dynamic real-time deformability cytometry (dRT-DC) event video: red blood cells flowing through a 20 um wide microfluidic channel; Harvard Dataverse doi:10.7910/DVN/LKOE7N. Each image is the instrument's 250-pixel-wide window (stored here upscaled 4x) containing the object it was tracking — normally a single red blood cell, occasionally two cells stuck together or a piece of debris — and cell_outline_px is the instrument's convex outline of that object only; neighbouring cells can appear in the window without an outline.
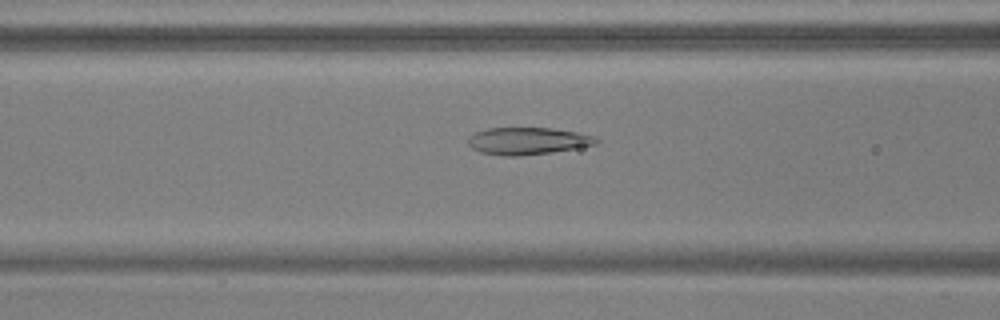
{"species": "common noctule bat (a hibernating species)", "species_latin": "Nyctalus noctula", "temperature_condition": "warm", "stored_images_in_passage": 38, "camera_frame_rate_fps": 3000, "um_per_image_px": 0.085, "animal": {"sex": "male", "body_mass_g": 17.9, "forearm_length_mm": 54.2}, "frame": {"image": 1, "passage_image": 6, "time_ms": 1.667, "image_size_px": [1000, 320], "cell_outline_px": [[600, 140], [596, 144], [552, 152], [520, 156], [504, 156], [480, 152], [472, 148], [468, 144], [468, 136], [476, 132], [488, 128], [552, 128], [576, 132], [596, 136]], "centroid_in_image_um": [44.84, 11.98], "position_along_channel_um": 121.8, "area_um2": 20.29}}
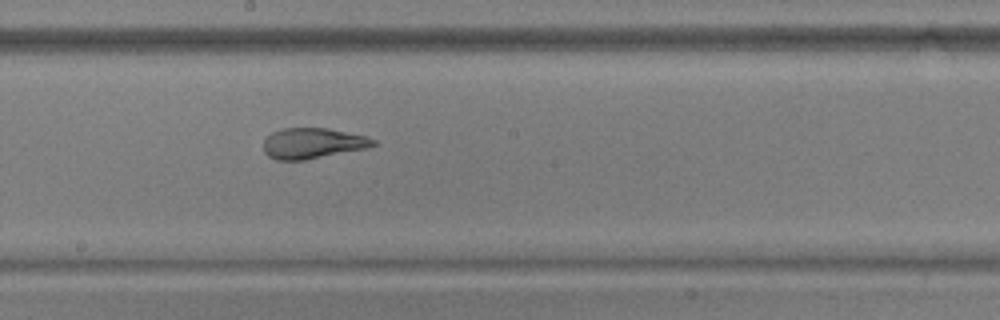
{"frame": {"image": 2, "passage_image": 14, "time_ms": 4.333, "image_size_px": [1000, 320], "cell_outline_px": [[376, 144], [368, 148], [304, 160], [276, 160], [268, 156], [264, 152], [264, 140], [272, 132], [284, 128], [328, 128], [364, 136], [376, 140]], "centroid_in_image_um": [26.56, 12.18], "position_along_channel_um": 221.6, "area_um2": 19.48}}
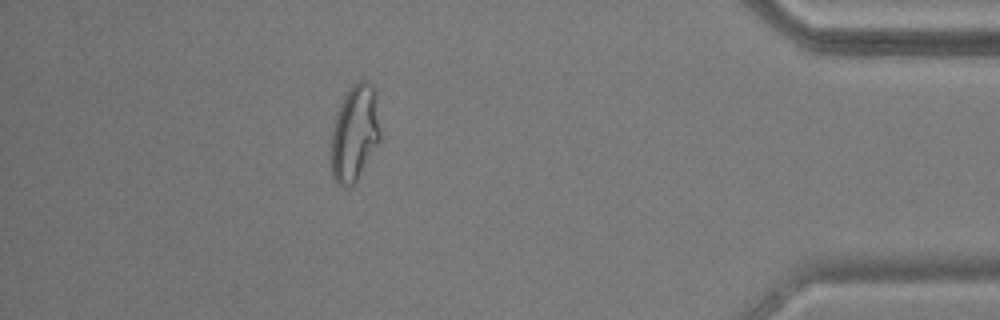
{"frame": {"image": 3, "passage_image": 32, "time_ms": 10.333, "image_size_px": [1000, 320], "cell_outline_px": [[380, 140], [356, 180], [348, 188], [340, 188], [336, 184], [332, 176], [332, 132], [336, 116], [340, 104], [348, 88], [352, 84], [360, 80], [368, 80], [372, 84], [376, 96], [380, 128]], "centroid_in_image_um": [30.15, 11.31], "position_along_channel_um": 405.0, "area_um2": 27.46}, "authors_computed_cell_mechanics": {"area_um2": 20.3456, "velocity_mm_per_s": 3.7463, "shape_relaxation_time_tau1_ms": 7.4805, "shape_relaxation_time_tau2_ms": 1.056, "deformation_change_tau1": 0.2657, "deformation_change_tau2": 0.0907}}